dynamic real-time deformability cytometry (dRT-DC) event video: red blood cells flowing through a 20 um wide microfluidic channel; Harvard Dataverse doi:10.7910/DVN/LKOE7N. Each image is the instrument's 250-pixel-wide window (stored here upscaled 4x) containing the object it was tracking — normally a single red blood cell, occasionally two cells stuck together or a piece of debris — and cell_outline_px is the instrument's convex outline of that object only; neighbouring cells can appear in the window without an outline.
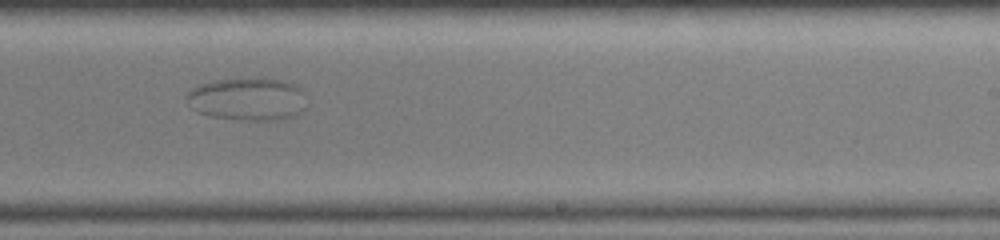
{"species": "common noctule bat (a hibernating species)", "species_latin": "Nyctalus noctula", "temperature_condition": "warm", "stored_images_in_passage": 44, "segment_of_instrument_passage": [2, 2], "camera_frame_rate_fps": 3000, "um_per_image_px": 0.085, "animal": {"sex": "female", "body_mass_g": 19.0, "forearm_length_mm": 51.5}, "frame": {"image": 1, "passage_image": 28, "time_ms": 9.0, "image_size_px": [1000, 240], "cell_outline_px": [[304, 92], [200, 96], [188, 96], [188, 92], [196, 84], [216, 80], [284, 80], [296, 84], [304, 88]], "centroid_in_image_um": [20.72, 7.45], "position_along_channel_um": 268.3, "area_um2": 10.64}}